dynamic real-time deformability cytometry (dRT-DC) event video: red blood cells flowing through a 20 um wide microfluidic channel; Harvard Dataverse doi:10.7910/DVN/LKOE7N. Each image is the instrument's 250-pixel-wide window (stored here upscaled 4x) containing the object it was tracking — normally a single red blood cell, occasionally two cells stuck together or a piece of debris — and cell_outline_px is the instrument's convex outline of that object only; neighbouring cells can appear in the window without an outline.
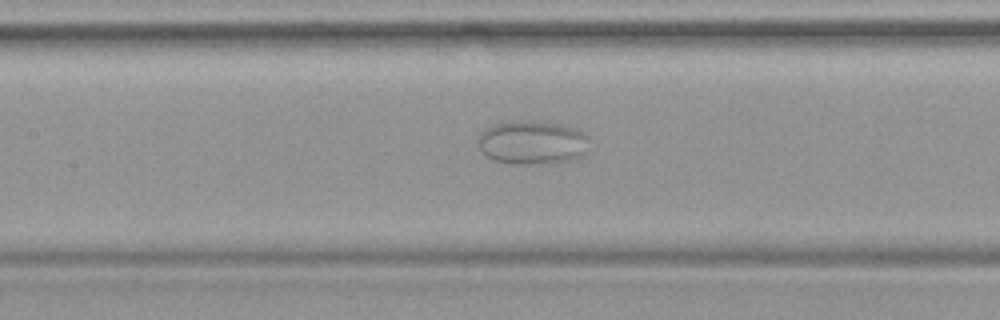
{"species": "common noctule bat (a hibernating species)", "species_latin": "Nyctalus noctula", "temperature_condition": "warm", "stored_images_in_passage": 46, "camera_frame_rate_fps": 3000, "um_per_image_px": 0.085, "animal": {"sex": "female", "body_mass_g": 19.9}, "frame": {"image": 1, "passage_image": 23, "time_ms": 7.333, "image_size_px": [1000, 320], "cell_outline_px": [[588, 136], [584, 156], [576, 160], [556, 164], [508, 164], [496, 160], [488, 156], [480, 148], [480, 132], [484, 128], [496, 124], [520, 120], [532, 120], [560, 124], [576, 128], [584, 132]], "centroid_in_image_um": [45.31, 12.13], "position_along_channel_um": 162.1, "area_um2": 28.73}}
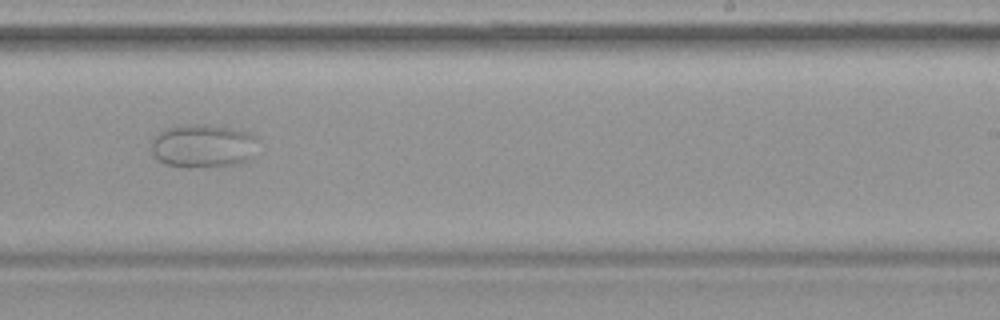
{"frame": {"image": 2, "passage_image": 31, "time_ms": 10.0, "image_size_px": [1000, 320], "cell_outline_px": [[256, 140], [252, 156], [248, 160], [236, 164], [188, 168], [184, 168], [164, 164], [152, 152], [152, 140], [160, 132], [168, 128], [196, 124], [232, 128], [252, 132], [256, 136]], "centroid_in_image_um": [17.27, 12.42], "position_along_channel_um": 271.7, "area_um2": 26.7}}
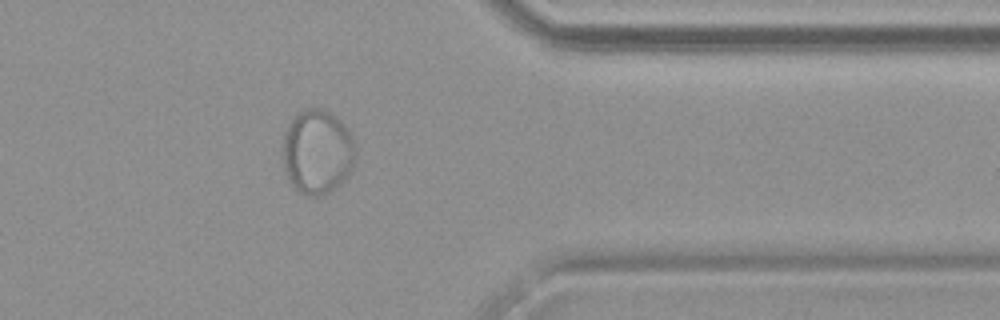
{"frame": {"image": 3, "passage_image": 40, "time_ms": 13.0, "image_size_px": [1000, 320], "cell_outline_px": [[356, 156], [344, 180], [336, 188], [320, 196], [308, 196], [300, 192], [288, 180], [284, 172], [280, 148], [284, 132], [288, 124], [296, 112], [304, 108], [320, 108], [336, 116], [352, 132], [356, 148]], "centroid_in_image_um": [26.93, 12.88], "position_along_channel_um": 384.5, "area_um2": 36.7}}